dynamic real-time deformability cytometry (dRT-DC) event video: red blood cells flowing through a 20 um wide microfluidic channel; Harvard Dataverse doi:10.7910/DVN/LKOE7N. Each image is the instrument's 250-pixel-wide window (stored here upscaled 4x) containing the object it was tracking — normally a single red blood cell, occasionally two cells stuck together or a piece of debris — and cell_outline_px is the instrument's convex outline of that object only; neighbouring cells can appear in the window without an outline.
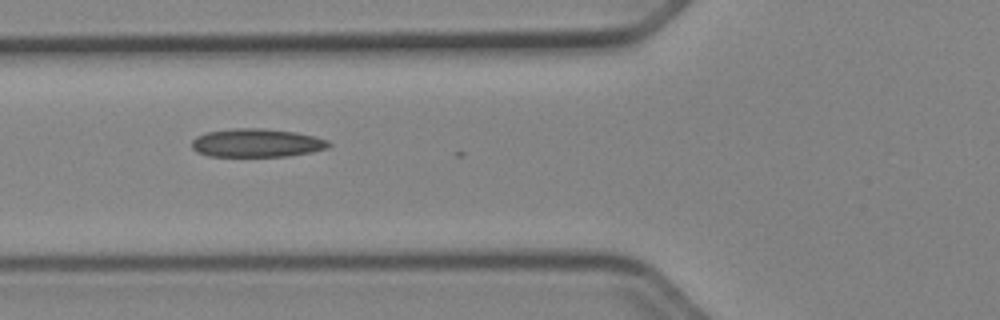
{"species": "Egyptian fruit bat (a non-hibernating species)", "species_latin": "Rousettus aegyptiacus", "temperature_condition": "cold", "stored_images_in_passage": 4, "camera_frame_rate_fps": 3000, "um_per_image_px": 0.085, "animal": {"sex": "female"}, "frame": {"image": 1, "passage_image": 2, "time_ms": 0.333, "image_size_px": [1000, 320], "cell_outline_px": [[332, 144], [328, 148], [312, 152], [288, 156], [208, 156], [196, 152], [192, 148], [192, 140], [196, 136], [208, 132], [236, 128], [264, 128], [296, 132], [328, 140]], "centroid_in_image_um": [21.82, 12.15], "position_along_channel_um": 104.0, "area_um2": 22.72}}